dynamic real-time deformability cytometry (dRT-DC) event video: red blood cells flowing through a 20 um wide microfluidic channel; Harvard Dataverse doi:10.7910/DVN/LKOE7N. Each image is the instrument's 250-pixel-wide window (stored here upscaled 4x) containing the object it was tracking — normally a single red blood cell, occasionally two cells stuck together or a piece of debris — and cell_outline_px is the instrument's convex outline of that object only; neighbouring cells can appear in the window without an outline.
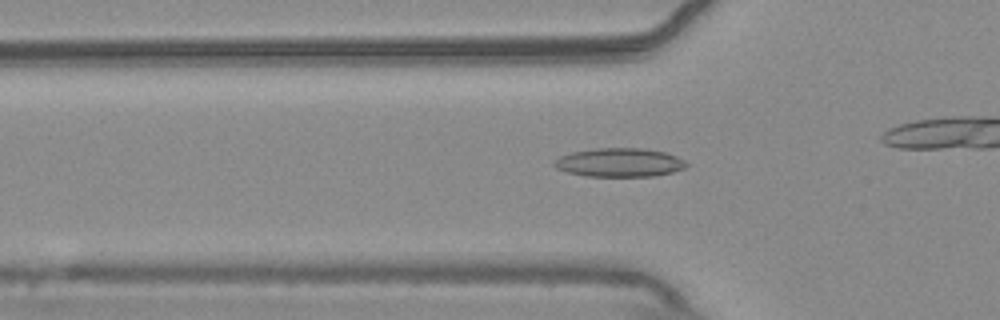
{"species": "common noctule bat (a hibernating species)", "species_latin": "Nyctalus noctula", "temperature_condition": "warm", "stored_images_in_passage": 43, "camera_frame_rate_fps": 3000, "um_per_image_px": 0.085, "animal": {"sex": "male", "body_mass_g": 20.4}, "frame": {"image": 1, "passage_image": 18, "time_ms": 5.667, "image_size_px": [1000, 320], "cell_outline_px": [[688, 164], [684, 168], [672, 172], [656, 176], [588, 176], [568, 172], [556, 168], [552, 164], [552, 160], [560, 156], [572, 152], [596, 148], [644, 148], [664, 152], [676, 156], [684, 160]], "centroid_in_image_um": [52.63, 13.81], "position_along_channel_um": 73.2, "area_um2": 22.14}}
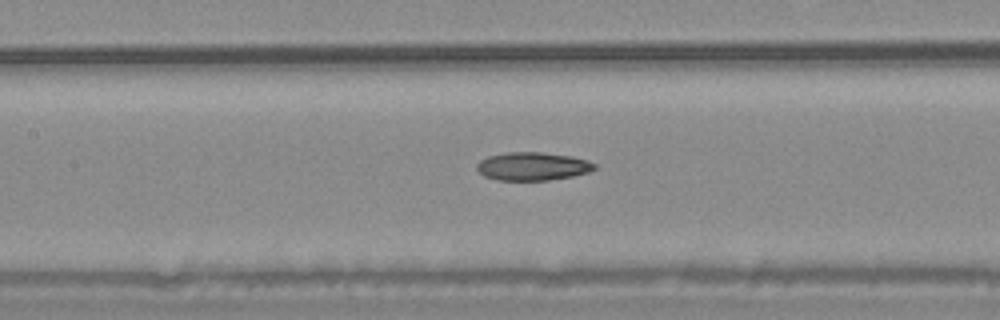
{"frame": {"image": 2, "passage_image": 25, "time_ms": 8.0, "image_size_px": [1000, 320], "cell_outline_px": [[596, 168], [588, 172], [572, 176], [548, 180], [496, 180], [484, 176], [476, 168], [476, 164], [480, 160], [488, 156], [508, 152], [540, 152], [572, 156], [588, 160], [596, 164]], "centroid_in_image_um": [45.26, 14.13], "position_along_channel_um": 162.1, "area_um2": 19.36}}
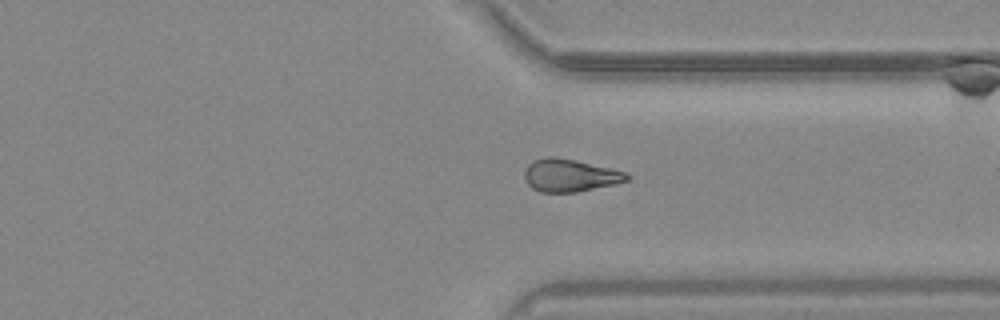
{"frame": {"image": 3, "passage_image": 41, "time_ms": 13.333, "image_size_px": [1000, 320], "cell_outline_px": [[632, 176], [628, 180], [616, 184], [576, 192], [540, 192], [532, 188], [528, 184], [524, 176], [524, 172], [528, 164], [532, 160], [548, 156], [556, 156], [576, 160], [612, 168], [628, 172]], "centroid_in_image_um": [48.47, 14.89], "position_along_channel_um": 362.9, "area_um2": 19.77}}